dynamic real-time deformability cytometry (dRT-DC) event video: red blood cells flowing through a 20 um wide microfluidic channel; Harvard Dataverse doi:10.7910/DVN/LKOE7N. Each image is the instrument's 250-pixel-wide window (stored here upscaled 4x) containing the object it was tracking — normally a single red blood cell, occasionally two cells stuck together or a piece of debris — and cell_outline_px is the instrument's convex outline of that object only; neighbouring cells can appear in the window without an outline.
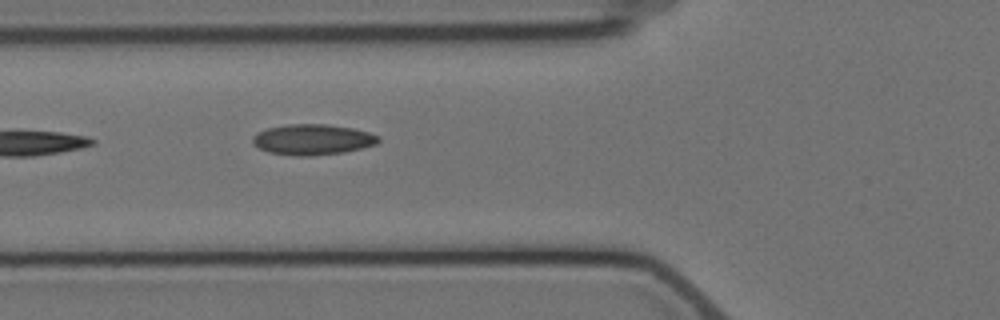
{"species": "Egyptian fruit bat (a non-hibernating species)", "species_latin": "Rousettus aegyptiacus", "temperature_condition": "cold", "stored_images_in_passage": 7, "segment_of_instrument_passage": [1, 2], "camera_frame_rate_fps": 3000, "um_per_image_px": 0.085, "animal": {"sex": "female"}, "frame": {"image": 1, "passage_image": 6, "time_ms": 6.0, "image_size_px": [1000, 320], "cell_outline_px": [[380, 140], [376, 144], [344, 152], [312, 156], [296, 156], [268, 152], [252, 144], [252, 136], [256, 132], [268, 128], [288, 124], [328, 124], [352, 128], [368, 132], [380, 136]], "centroid_in_image_um": [26.54, 11.86], "position_along_channel_um": 99.3, "area_um2": 22.54}}